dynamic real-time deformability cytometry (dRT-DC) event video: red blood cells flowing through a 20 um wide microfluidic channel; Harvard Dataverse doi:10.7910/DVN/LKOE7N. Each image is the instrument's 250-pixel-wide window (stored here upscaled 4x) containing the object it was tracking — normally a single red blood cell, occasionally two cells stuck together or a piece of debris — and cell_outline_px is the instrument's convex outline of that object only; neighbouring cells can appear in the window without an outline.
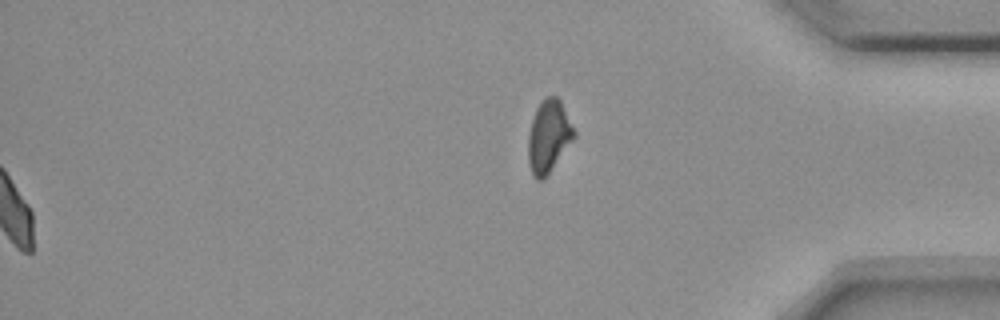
{"species": "common noctule bat (a hibernating species)", "species_latin": "Nyctalus noctula", "temperature_condition": "room temperature", "stored_images_in_passage": 57, "segment_of_instrument_passage": [2, 2], "camera_frame_rate_fps": 3000, "um_per_image_px": 0.085, "animal": {"sex": "female", "body_mass_g": 18.4}, "frame": {"image": 1, "passage_image": 57, "time_ms": 18.667, "image_size_px": [1000, 320], "cell_outline_px": [[576, 136], [544, 180], [536, 180], [532, 176], [528, 164], [528, 136], [532, 120], [536, 108], [544, 96], [556, 96], [560, 100], [576, 132]], "centroid_in_image_um": [46.62, 11.61], "position_along_channel_um": 388.6, "area_um2": 19.54}}